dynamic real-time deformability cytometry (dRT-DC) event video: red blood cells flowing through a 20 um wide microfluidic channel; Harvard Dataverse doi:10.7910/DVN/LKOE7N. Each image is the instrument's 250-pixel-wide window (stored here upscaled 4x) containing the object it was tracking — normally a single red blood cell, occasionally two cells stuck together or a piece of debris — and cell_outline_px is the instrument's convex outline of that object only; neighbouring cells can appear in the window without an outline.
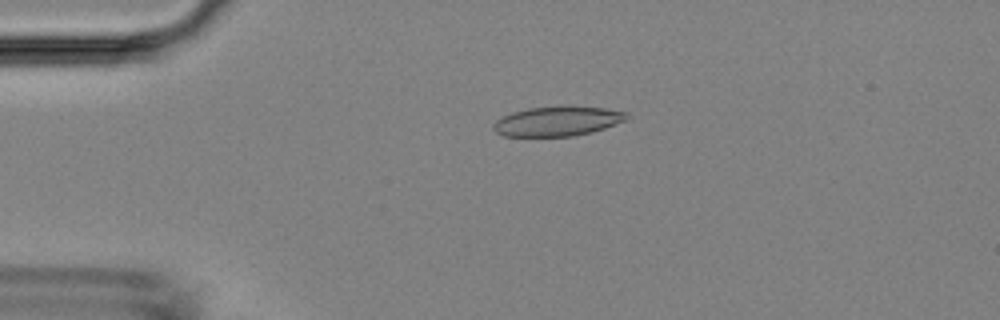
{"species": "Egyptian fruit bat (a non-hibernating species)", "species_latin": "Rousettus aegyptiacus", "temperature_condition": "room temperature", "stored_images_in_passage": 49, "camera_frame_rate_fps": 3000, "um_per_image_px": 0.085, "animal": {"sex": "female"}, "frame": {"image": 1, "passage_image": 11, "time_ms": 3.333, "image_size_px": [1000, 320], "cell_outline_px": [[628, 116], [624, 120], [616, 124], [592, 132], [572, 136], [504, 136], [496, 132], [492, 128], [492, 124], [496, 120], [512, 112], [528, 108], [560, 104], [568, 104], [604, 108], [628, 112]], "centroid_in_image_um": [47.38, 10.27], "position_along_channel_um": 37.6, "area_um2": 23.52}}
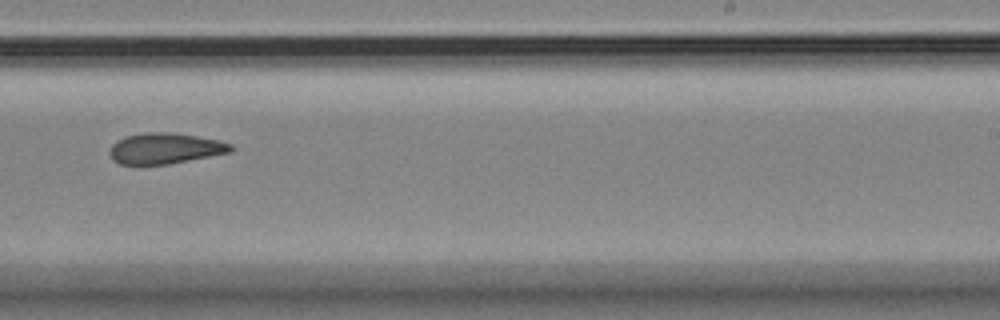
{"frame": {"image": 2, "passage_image": 31, "time_ms": 10.0, "image_size_px": [1000, 320], "cell_outline_px": [[236, 148], [232, 152], [168, 164], [120, 164], [112, 160], [108, 152], [112, 144], [116, 140], [124, 136], [144, 132], [172, 132], [220, 140], [232, 144]], "centroid_in_image_um": [14.03, 12.6], "position_along_channel_um": 275.0, "area_um2": 22.02}}
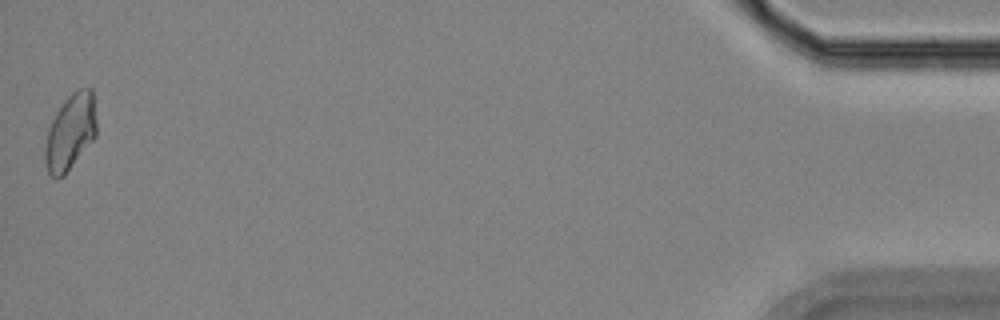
{"frame": {"image": 3, "passage_image": 49, "time_ms": 16.0, "image_size_px": [1000, 320], "cell_outline_px": [[96, 136], [64, 176], [56, 180], [48, 172], [44, 164], [44, 148], [48, 128], [56, 112], [64, 100], [72, 92], [80, 88], [92, 88], [96, 120]], "centroid_in_image_um": [5.96, 11.25], "position_along_channel_um": 429.2, "area_um2": 22.95}}